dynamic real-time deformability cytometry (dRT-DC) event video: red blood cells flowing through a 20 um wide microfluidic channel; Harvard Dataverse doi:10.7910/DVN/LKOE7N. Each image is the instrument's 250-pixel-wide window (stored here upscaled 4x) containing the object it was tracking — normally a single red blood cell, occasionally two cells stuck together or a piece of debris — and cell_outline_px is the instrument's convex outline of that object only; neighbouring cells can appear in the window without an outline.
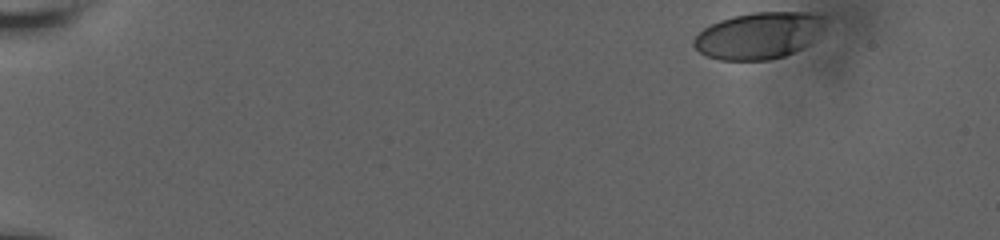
{"species": "human", "species_latin": "Homo sapiens", "temperature_condition": "room temperature", "stored_images_in_passage": 45, "camera_frame_rate_fps": 3000, "um_per_image_px": 0.085, "donor": {"sex": "male"}, "frame": {"image": 1, "passage_image": 1, "time_ms": 0.0, "image_size_px": [1000, 240], "cell_outline_px": [[824, 16], [820, 28], [800, 48], [784, 56], [768, 60], [720, 60], [708, 56], [700, 52], [692, 44], [692, 40], [704, 28], [720, 20], [732, 16], [752, 12], [808, 12]], "centroid_in_image_um": [64.38, 3.01], "position_along_channel_um": 20.6, "area_um2": 34.8}}
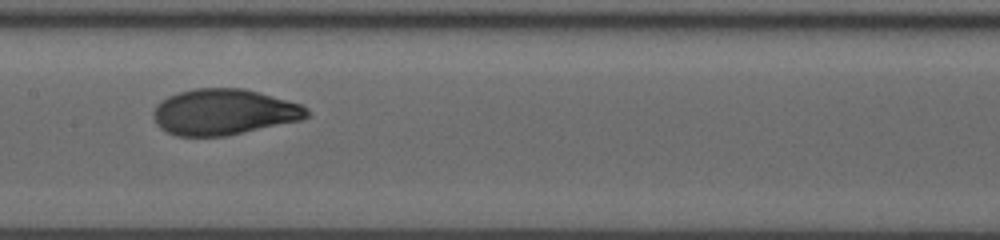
{"frame": {"image": 2, "passage_image": 26, "time_ms": 8.333, "image_size_px": [1000, 240], "cell_outline_px": [[312, 112], [308, 116], [300, 120], [224, 136], [176, 136], [160, 128], [156, 124], [152, 116], [152, 112], [156, 104], [160, 100], [168, 96], [180, 92], [196, 88], [244, 88], [300, 104], [308, 108]], "centroid_in_image_um": [18.99, 9.52], "position_along_channel_um": 188.4, "area_um2": 40.98}}
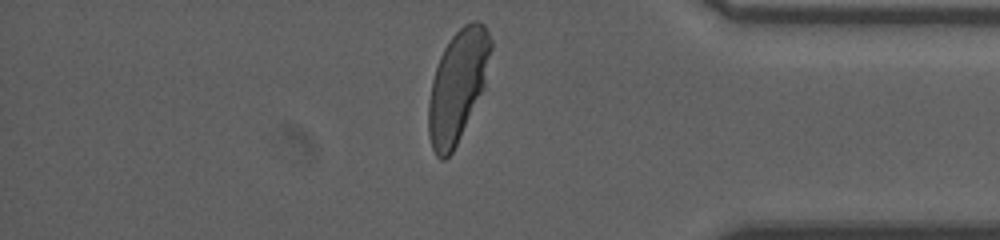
{"frame": {"image": 3, "passage_image": 44, "time_ms": 14.333, "image_size_px": [1000, 240], "cell_outline_px": [[492, 48], [484, 88], [452, 152], [444, 160], [440, 160], [436, 156], [432, 148], [428, 132], [428, 100], [432, 80], [440, 56], [444, 48], [452, 36], [464, 24], [472, 20], [480, 20], [484, 24], [492, 40]], "centroid_in_image_um": [38.9, 7.26], "position_along_channel_um": 396.3, "area_um2": 40.34}, "authors_computed_cell_mechanics": {"area_um2": 40.3444, "velocity_mm_per_s": 3.7678, "shape_relaxation_time_tau1_ms": 4.3745, "shape_relaxation_time_tau2_ms": null, "deformation_change_tau1": 0.1866, "deformation_change_tau2": null}}